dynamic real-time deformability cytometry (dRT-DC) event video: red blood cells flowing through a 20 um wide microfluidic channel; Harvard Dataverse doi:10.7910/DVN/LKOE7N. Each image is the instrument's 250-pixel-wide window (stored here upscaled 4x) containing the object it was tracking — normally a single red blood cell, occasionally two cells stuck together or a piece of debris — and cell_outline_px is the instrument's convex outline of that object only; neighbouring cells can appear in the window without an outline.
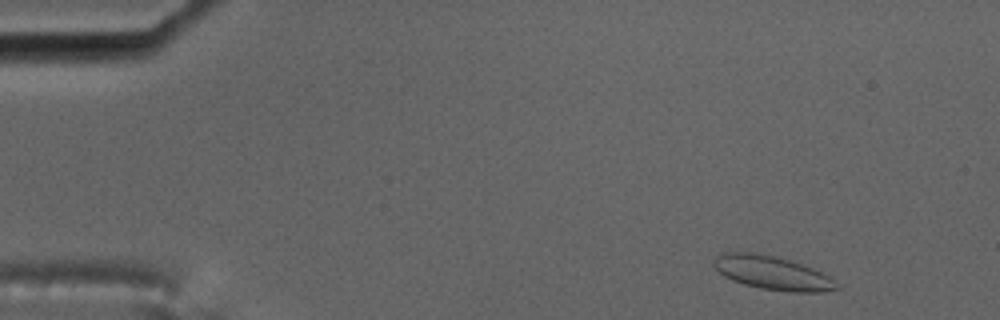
{"species": "common noctule bat (a hibernating species)", "species_latin": "Nyctalus noctula", "temperature_condition": "cold", "stored_images_in_passage": 53, "camera_frame_rate_fps": 3000, "um_per_image_px": 0.085, "animal": {"sex": "male", "body_mass_g": 17.5, "forearm_length_mm": 52.3}, "frame": {"image": 1, "passage_image": 1, "time_ms": 0.0, "image_size_px": [1000, 320], "cell_outline_px": [[840, 288], [824, 292], [792, 292], [760, 288], [744, 284], [732, 280], [724, 276], [712, 264], [716, 256], [720, 252], [756, 252], [776, 256], [792, 260], [812, 268], [836, 280], [840, 284]], "centroid_in_image_um": [65.67, 23.18], "position_along_channel_um": 19.3, "area_um2": 24.33}}
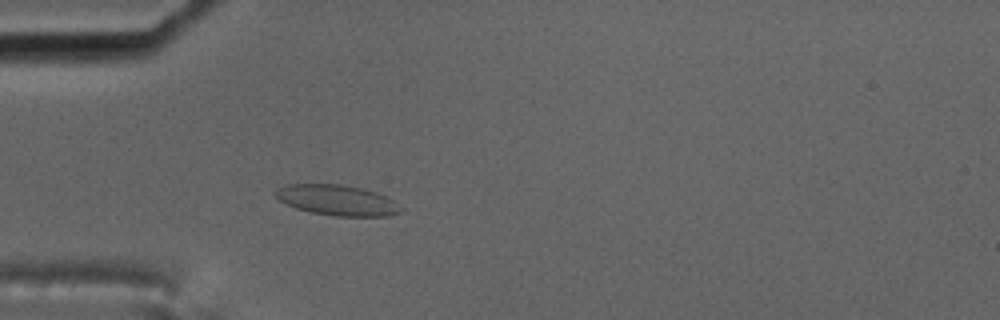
{"frame": {"image": 2, "passage_image": 12, "time_ms": 3.667, "image_size_px": [1000, 320], "cell_outline_px": [[404, 208], [400, 212], [384, 216], [336, 216], [312, 212], [296, 208], [272, 196], [272, 192], [288, 184], [340, 184], [360, 188], [376, 192], [392, 200]], "centroid_in_image_um": [28.63, 17.01], "position_along_channel_um": 56.4, "area_um2": 22.08}}
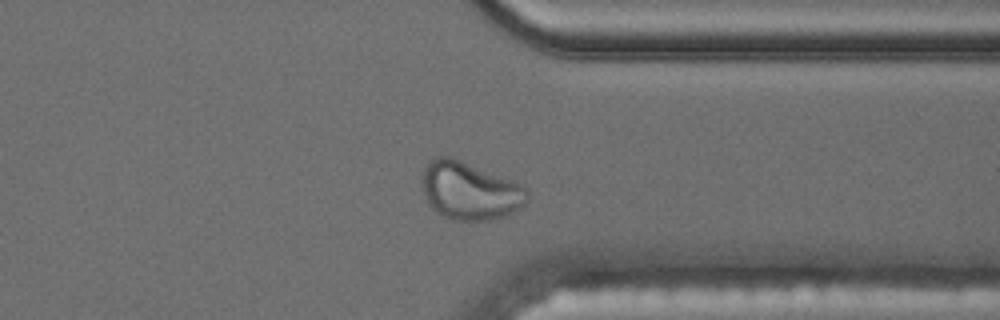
{"frame": {"image": 3, "passage_image": 40, "time_ms": 13.0, "image_size_px": [1000, 320], "cell_outline_px": [[528, 200], [520, 208], [504, 216], [488, 220], [452, 220], [436, 212], [428, 204], [424, 196], [420, 184], [424, 168], [428, 160], [432, 156], [452, 156], [520, 184], [528, 192]], "centroid_in_image_um": [39.86, 16.2], "position_along_channel_um": 371.5, "area_um2": 35.66}}